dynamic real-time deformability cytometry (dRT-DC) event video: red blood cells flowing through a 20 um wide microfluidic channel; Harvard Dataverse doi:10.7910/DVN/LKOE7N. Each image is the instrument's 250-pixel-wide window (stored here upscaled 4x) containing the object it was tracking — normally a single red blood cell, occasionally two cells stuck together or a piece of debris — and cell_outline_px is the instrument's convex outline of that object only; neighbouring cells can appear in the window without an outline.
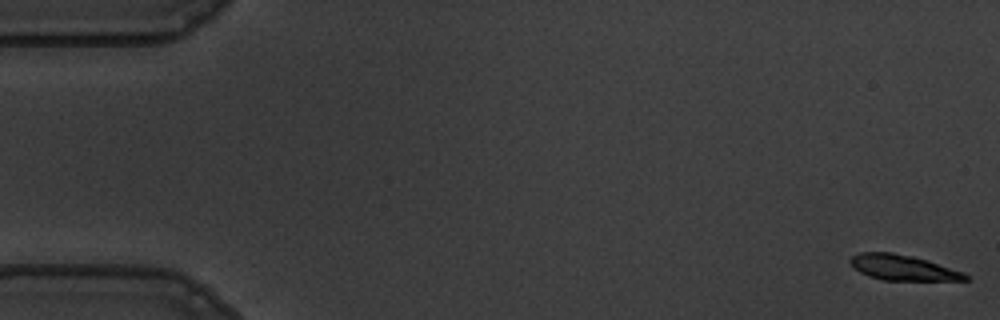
{"species": "common noctule bat (a hibernating species)", "species_latin": "Nyctalus noctula", "temperature_condition": "warm", "stored_images_in_passage": 56, "camera_frame_rate_fps": 3000, "um_per_image_px": 0.085, "animal": {"sex": "male", "body_mass_g": 19.5, "forearm_length_mm": 54.6}, "frame": {"image": 1, "passage_image": 1, "time_ms": 0.0, "image_size_px": [1000, 320], "cell_outline_px": [[972, 280], [884, 280], [868, 276], [860, 272], [848, 260], [852, 256], [860, 252], [892, 252], [912, 256], [964, 272]], "centroid_in_image_um": [76.74, 22.75], "position_along_channel_um": 8.3, "area_um2": 16.82}}
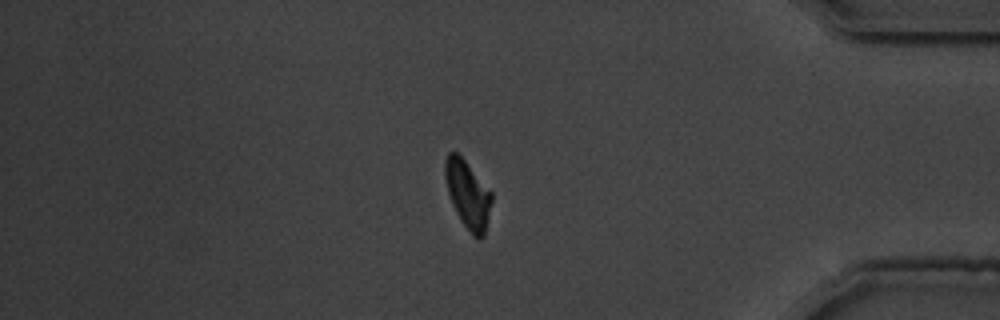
{"frame": {"image": 2, "passage_image": 48, "time_ms": 15.667, "image_size_px": [1000, 320], "cell_outline_px": [[492, 200], [484, 236], [480, 240], [472, 236], [460, 220], [452, 204], [448, 192], [444, 176], [444, 160], [448, 152], [456, 152], [464, 160], [492, 192]], "centroid_in_image_um": [39.75, 16.54], "position_along_channel_um": 395.5, "area_um2": 18.38}}
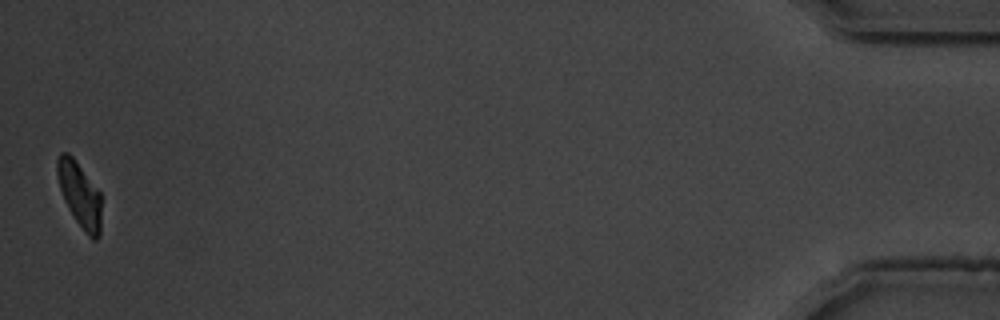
{"frame": {"image": 3, "passage_image": 56, "time_ms": 18.333, "image_size_px": [1000, 320], "cell_outline_px": [[100, 236], [96, 240], [92, 240], [84, 232], [76, 220], [64, 200], [60, 188], [56, 172], [56, 160], [60, 152], [68, 152], [72, 156], [100, 192]], "centroid_in_image_um": [6.76, 16.54], "position_along_channel_um": 428.4, "area_um2": 16.59}, "authors_computed_cell_mechanics": {"area_um2": 18.9584, "velocity_mm_per_s": 3.5682, "shape_relaxation_time_tau1_ms": 4.1837, "shape_relaxation_time_tau2_ms": 1.4424, "deformation_change_tau1": 0.1542, "deformation_change_tau2": 0.0667}}